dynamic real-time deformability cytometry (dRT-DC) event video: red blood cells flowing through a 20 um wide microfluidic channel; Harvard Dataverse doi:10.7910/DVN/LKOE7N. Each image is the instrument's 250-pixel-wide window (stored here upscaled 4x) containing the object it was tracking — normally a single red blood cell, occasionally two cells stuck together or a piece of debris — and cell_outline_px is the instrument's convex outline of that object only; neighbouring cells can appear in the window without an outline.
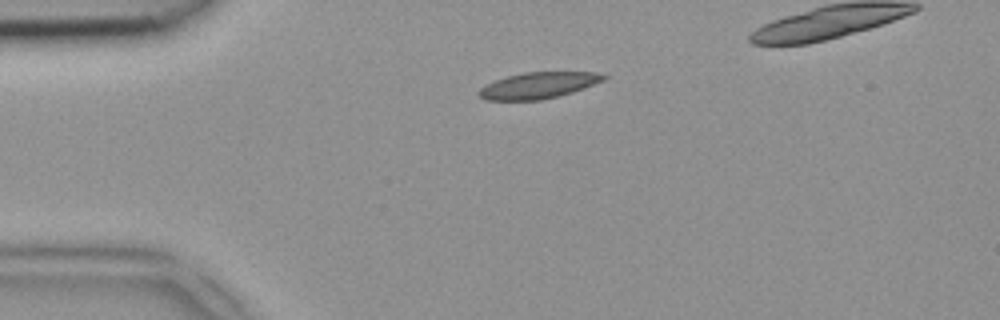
{"species": "common noctule bat (a hibernating species)", "species_latin": "Nyctalus noctula", "temperature_condition": "room temperature", "stored_images_in_passage": 38, "camera_frame_rate_fps": 3000, "um_per_image_px": 0.085, "animal": {"sex": "female", "body_mass_g": 18.4}, "frame": {"image": 1, "passage_image": 1, "time_ms": 0.0, "image_size_px": [1000, 320], "cell_outline_px": [[608, 76], [604, 80], [584, 88], [572, 92], [540, 100], [484, 100], [476, 92], [480, 88], [496, 80], [508, 76], [524, 72], [596, 72]], "centroid_in_image_um": [45.75, 7.26], "position_along_channel_um": 39.3, "area_um2": 18.9}}
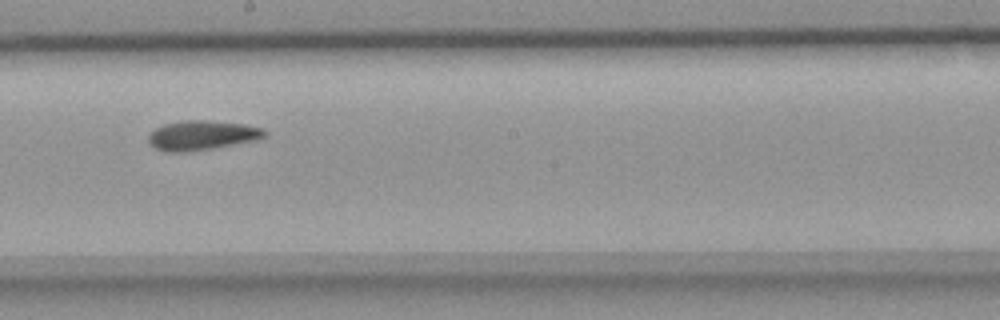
{"frame": {"image": 2, "passage_image": 17, "time_ms": 5.333, "image_size_px": [1000, 320], "cell_outline_px": [[268, 132], [264, 136], [256, 140], [212, 148], [184, 152], [164, 152], [148, 144], [148, 136], [156, 128], [164, 124], [180, 120], [204, 120], [244, 124], [264, 128]], "centroid_in_image_um": [17.14, 11.5], "position_along_channel_um": 231.1, "area_um2": 20.0}}
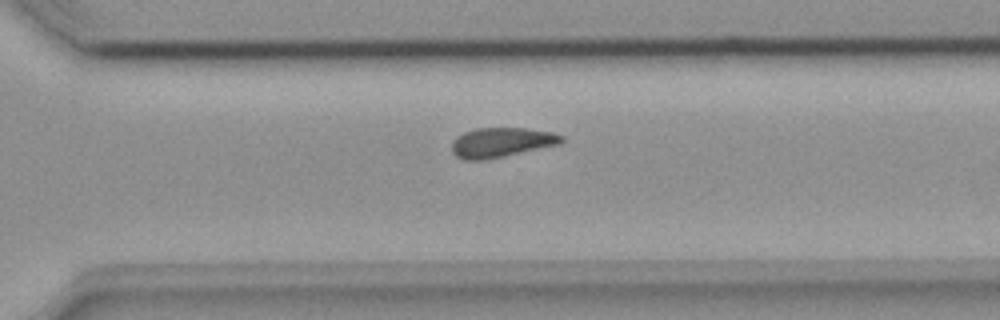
{"frame": {"image": 3, "passage_image": 24, "time_ms": 7.667, "image_size_px": [1000, 320], "cell_outline_px": [[564, 140], [560, 144], [504, 156], [484, 160], [464, 160], [456, 156], [452, 152], [452, 144], [456, 136], [464, 132], [476, 128], [524, 128], [552, 132], [564, 136]], "centroid_in_image_um": [42.61, 12.1], "position_along_channel_um": 328.0, "area_um2": 18.96}}